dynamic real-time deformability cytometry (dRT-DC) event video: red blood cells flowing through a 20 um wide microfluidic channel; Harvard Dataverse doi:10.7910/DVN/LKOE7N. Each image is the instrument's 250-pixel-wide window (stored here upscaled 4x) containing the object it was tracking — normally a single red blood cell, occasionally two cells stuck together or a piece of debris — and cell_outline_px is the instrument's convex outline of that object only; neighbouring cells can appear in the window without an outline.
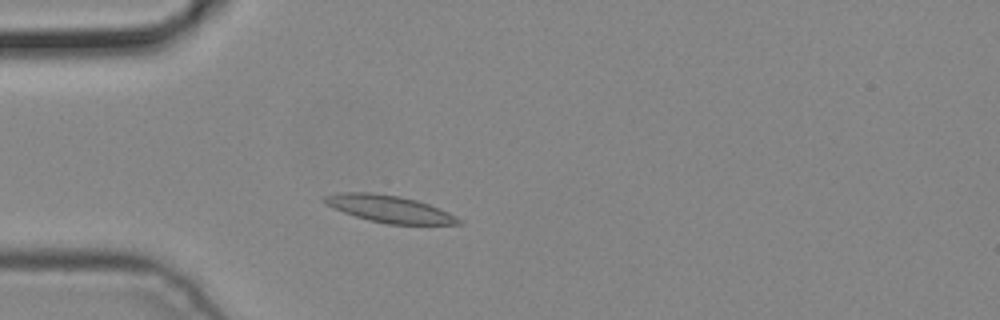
{"species": "common noctule bat (a hibernating species)", "species_latin": "Nyctalus noctula", "temperature_condition": "cold", "stored_images_in_passage": 3, "camera_frame_rate_fps": 3000, "um_per_image_px": 0.085, "animal": {"sex": "male", "body_mass_g": 19.2, "forearm_length_mm": 51.8}, "frame": {"image": 1, "passage_image": 3, "time_ms": 0.667, "image_size_px": [1000, 320], "cell_outline_px": [[464, 224], [388, 224], [368, 220], [344, 212], [320, 200], [324, 196], [344, 192], [372, 192], [400, 196], [416, 200], [428, 204], [448, 212], [460, 220]], "centroid_in_image_um": [33.09, 17.75], "position_along_channel_um": 51.9, "area_um2": 20.81}}